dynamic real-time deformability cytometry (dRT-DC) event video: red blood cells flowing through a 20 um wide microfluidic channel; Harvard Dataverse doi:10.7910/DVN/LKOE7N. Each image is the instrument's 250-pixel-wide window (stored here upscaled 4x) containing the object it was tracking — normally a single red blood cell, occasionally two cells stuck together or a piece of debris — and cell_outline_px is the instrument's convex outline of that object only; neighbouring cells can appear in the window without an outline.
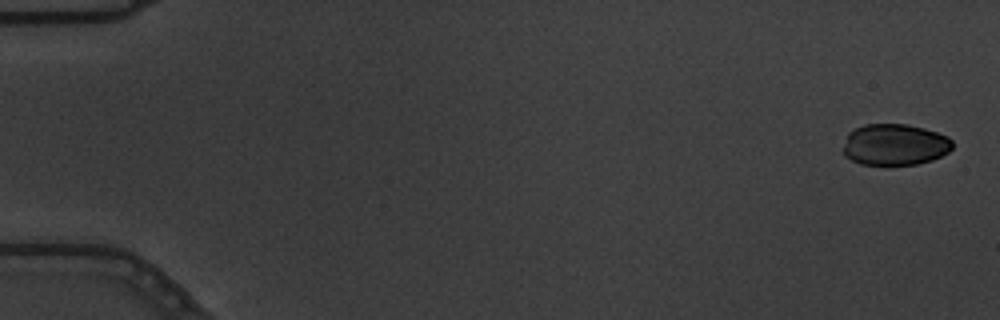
{"species": "common noctule bat (a hibernating species)", "species_latin": "Nyctalus noctula", "temperature_condition": "warm", "stored_images_in_passage": 8, "camera_frame_rate_fps": 3000, "um_per_image_px": 0.085, "animal": {"sex": "male", "body_mass_g": 19.5, "forearm_length_mm": 54.6}, "frame": {"image": 1, "passage_image": 1, "time_ms": 0.0, "image_size_px": [1000, 320], "cell_outline_px": [[952, 148], [948, 152], [932, 160], [916, 164], [860, 164], [844, 156], [844, 144], [848, 132], [864, 124], [908, 124], [924, 128], [948, 136], [952, 140]], "centroid_in_image_um": [76.06, 12.28], "position_along_channel_um": 8.9, "area_um2": 26.3}}
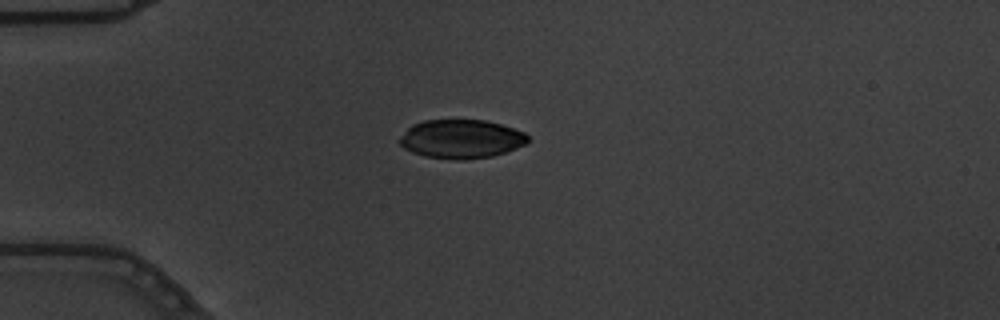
{"frame": {"image": 2, "passage_image": 5, "time_ms": 1.333, "image_size_px": [1000, 320], "cell_outline_px": [[528, 144], [492, 156], [460, 160], [456, 160], [424, 156], [412, 152], [404, 148], [400, 144], [400, 136], [412, 124], [424, 120], [488, 120], [524, 132], [528, 136]], "centroid_in_image_um": [39.2, 11.81], "position_along_channel_um": 45.8, "area_um2": 28.96}}